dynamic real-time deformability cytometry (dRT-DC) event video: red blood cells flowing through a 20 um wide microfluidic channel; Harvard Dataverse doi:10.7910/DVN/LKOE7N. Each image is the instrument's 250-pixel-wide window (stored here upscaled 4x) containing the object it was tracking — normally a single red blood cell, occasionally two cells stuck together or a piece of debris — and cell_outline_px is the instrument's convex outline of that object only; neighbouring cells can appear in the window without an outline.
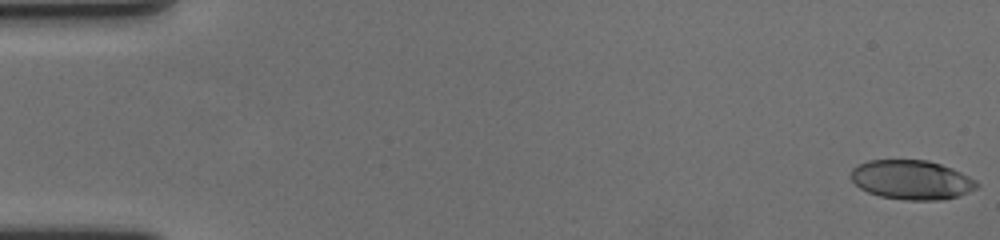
{"species": "human", "species_latin": "Homo sapiens", "temperature_condition": "cold", "stored_images_in_passage": 60, "camera_frame_rate_fps": 3000, "um_per_image_px": 0.085, "donor": {"sex": "female"}, "frame": {"image": 1, "passage_image": 1, "time_ms": 0.0, "image_size_px": [1000, 240], "cell_outline_px": [[980, 184], [976, 188], [960, 196], [940, 200], [904, 200], [880, 196], [868, 192], [860, 188], [852, 180], [852, 168], [856, 164], [868, 160], [928, 160], [952, 168], [976, 180]], "centroid_in_image_um": [77.49, 15.28], "position_along_channel_um": 7.5, "area_um2": 28.9}}
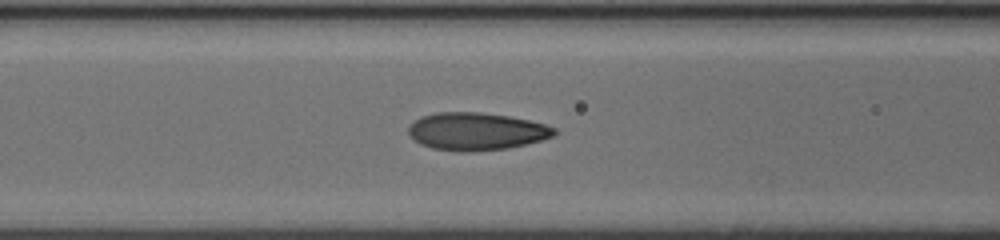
{"frame": {"image": 2, "passage_image": 25, "time_ms": 8.0, "image_size_px": [1000, 240], "cell_outline_px": [[556, 136], [508, 148], [468, 152], [460, 152], [432, 148], [420, 144], [408, 132], [408, 128], [420, 116], [436, 112], [480, 112], [508, 116], [528, 120], [544, 124], [556, 128]], "centroid_in_image_um": [40.49, 11.17], "position_along_channel_um": 126.1, "area_um2": 31.85}}
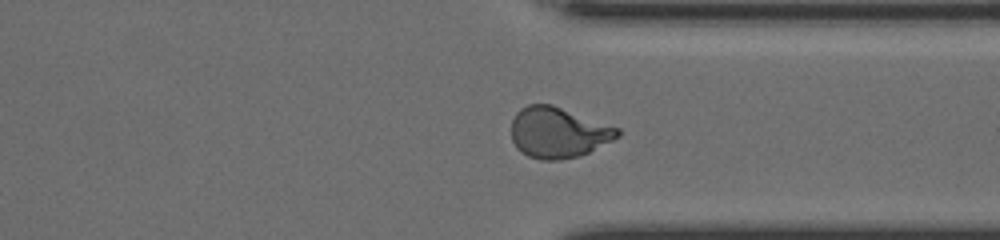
{"frame": {"image": 3, "passage_image": 45, "time_ms": 14.667, "image_size_px": [1000, 240], "cell_outline_px": [[620, 136], [580, 156], [560, 160], [540, 160], [528, 156], [520, 152], [516, 148], [512, 140], [512, 120], [516, 112], [520, 108], [528, 104], [552, 104], [620, 128]], "centroid_in_image_um": [47.43, 11.26], "position_along_channel_um": 364.0, "area_um2": 31.56}, "authors_computed_cell_mechanics": {"area_um2": 30.9808, "velocity_mm_per_s": 3.5709, "shape_relaxation_time_tau1_ms": 6.1184, "shape_relaxation_time_tau2_ms": 0.8725, "deformation_change_tau1": 0.2261, "deformation_change_tau2": 0.0688}}